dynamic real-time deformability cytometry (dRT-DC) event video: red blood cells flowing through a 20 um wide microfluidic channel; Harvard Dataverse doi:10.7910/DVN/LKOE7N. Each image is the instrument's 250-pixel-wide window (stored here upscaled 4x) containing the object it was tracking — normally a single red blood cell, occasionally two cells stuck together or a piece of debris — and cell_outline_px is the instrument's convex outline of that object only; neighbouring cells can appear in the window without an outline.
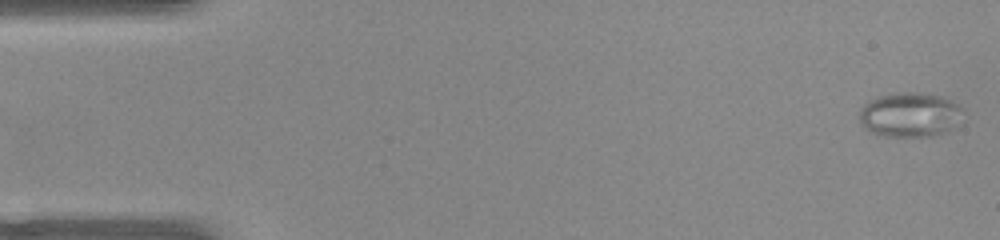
{"species": "common noctule bat (a hibernating species)", "species_latin": "Nyctalus noctula", "temperature_condition": "warm", "stored_images_in_passage": 51, "camera_frame_rate_fps": 3000, "um_per_image_px": 0.085, "animal": {"sex": "female", "body_mass_g": 22.0, "forearm_length_mm": 56.7}, "frame": {"image": 1, "passage_image": 1, "time_ms": 0.0, "image_size_px": [1000, 240], "cell_outline_px": [[960, 108], [948, 128], [944, 132], [932, 136], [876, 136], [868, 132], [860, 124], [860, 108], [868, 100], [876, 96], [892, 92], [920, 92], [940, 96], [956, 104]], "centroid_in_image_um": [77.14, 9.74], "position_along_channel_um": 7.9, "area_um2": 26.41}}
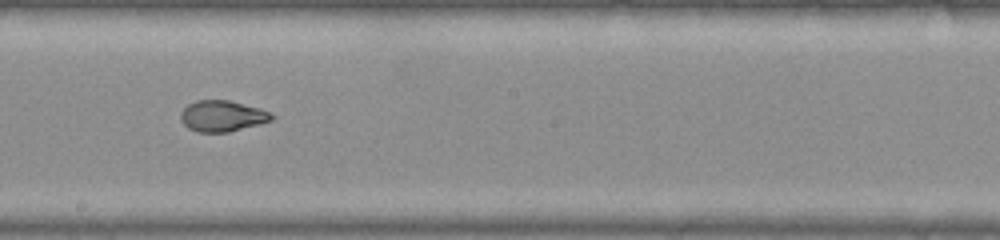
{"frame": {"image": 2, "passage_image": 28, "time_ms": 9.0, "image_size_px": [1000, 240], "cell_outline_px": [[276, 116], [272, 120], [260, 124], [228, 132], [196, 132], [188, 128], [180, 120], [180, 112], [188, 104], [196, 100], [228, 100], [260, 108]], "centroid_in_image_um": [18.88, 9.86], "position_along_channel_um": 229.3, "area_um2": 16.53}}
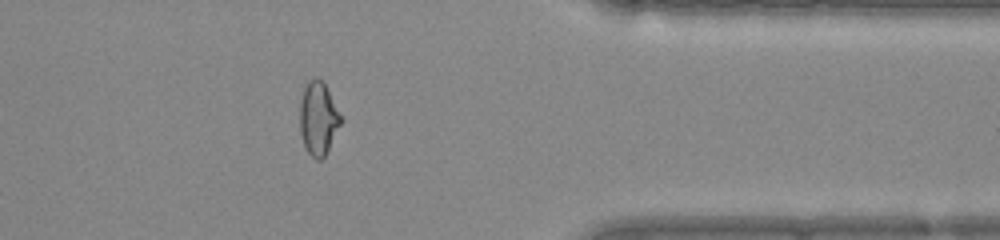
{"frame": {"image": 3, "passage_image": 41, "time_ms": 13.333, "image_size_px": [1000, 240], "cell_outline_px": [[344, 120], [324, 156], [320, 160], [316, 160], [308, 152], [304, 144], [300, 132], [300, 104], [304, 88], [308, 80], [312, 76], [316, 76], [324, 84]], "centroid_in_image_um": [27.06, 10.06], "position_along_channel_um": 384.3, "area_um2": 17.4}, "authors_computed_cell_mechanics": {"area_um2": 18.9584, "velocity_mm_per_s": 3.9621, "shape_relaxation_time_tau1_ms": null, "shape_relaxation_time_tau2_ms": 1.2655, "deformation_change_tau1": null, "deformation_change_tau2": 0.0601}}